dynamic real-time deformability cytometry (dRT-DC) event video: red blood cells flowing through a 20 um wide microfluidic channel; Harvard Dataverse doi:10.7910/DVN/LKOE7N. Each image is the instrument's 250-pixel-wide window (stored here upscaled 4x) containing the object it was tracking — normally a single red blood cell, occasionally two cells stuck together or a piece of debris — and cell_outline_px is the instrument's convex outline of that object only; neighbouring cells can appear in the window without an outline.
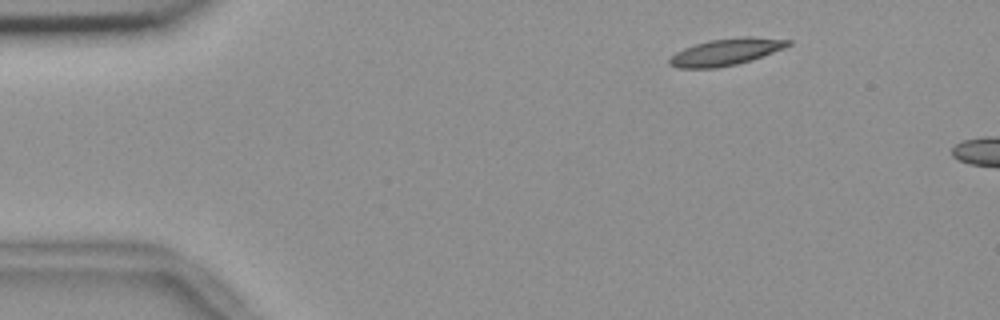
{"species": "common noctule bat (a hibernating species)", "species_latin": "Nyctalus noctula", "temperature_condition": "room temperature", "stored_images_in_passage": 3, "camera_frame_rate_fps": 3000, "um_per_image_px": 0.085, "animal": {"sex": "female", "body_mass_g": 18.4}, "frame": {"image": 1, "passage_image": 1, "time_ms": 0.0, "image_size_px": [1000, 320], "cell_outline_px": [[792, 44], [784, 48], [752, 60], [736, 64], [716, 68], [680, 68], [668, 64], [668, 60], [676, 52], [684, 48], [708, 40], [744, 36], [752, 36], [792, 40]], "centroid_in_image_um": [61.73, 4.4], "position_along_channel_um": 23.3, "area_um2": 18.55}}